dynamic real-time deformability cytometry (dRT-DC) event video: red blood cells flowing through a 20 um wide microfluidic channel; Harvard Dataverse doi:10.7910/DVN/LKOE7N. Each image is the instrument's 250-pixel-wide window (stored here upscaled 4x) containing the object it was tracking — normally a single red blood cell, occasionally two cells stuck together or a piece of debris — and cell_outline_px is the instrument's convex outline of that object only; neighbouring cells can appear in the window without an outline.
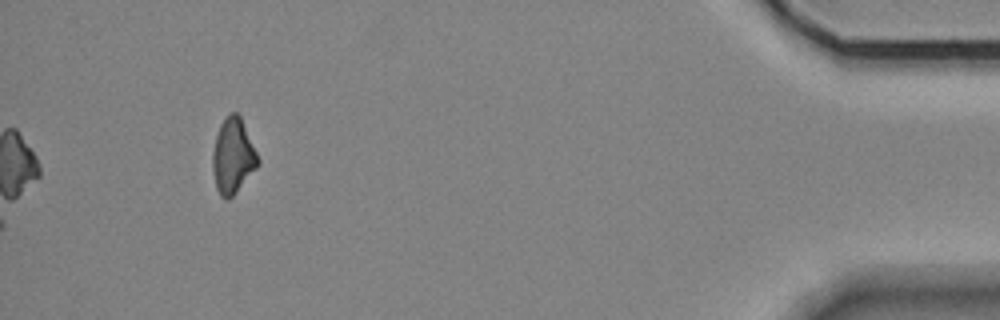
{"species": "Egyptian fruit bat (a non-hibernating species)", "species_latin": "Rousettus aegyptiacus", "temperature_condition": "room temperature", "stored_images_in_passage": 43, "camera_frame_rate_fps": 3000, "um_per_image_px": 0.085, "animal": {"sex": "female"}, "frame": {"image": 1, "passage_image": 43, "time_ms": 14.0, "image_size_px": [1000, 320], "cell_outline_px": [[260, 164], [236, 192], [228, 200], [224, 200], [220, 196], [216, 188], [212, 168], [212, 152], [216, 136], [220, 124], [228, 112], [236, 112], [240, 116], [260, 160]], "centroid_in_image_um": [19.79, 13.27], "position_along_channel_um": 415.4, "area_um2": 19.94}}